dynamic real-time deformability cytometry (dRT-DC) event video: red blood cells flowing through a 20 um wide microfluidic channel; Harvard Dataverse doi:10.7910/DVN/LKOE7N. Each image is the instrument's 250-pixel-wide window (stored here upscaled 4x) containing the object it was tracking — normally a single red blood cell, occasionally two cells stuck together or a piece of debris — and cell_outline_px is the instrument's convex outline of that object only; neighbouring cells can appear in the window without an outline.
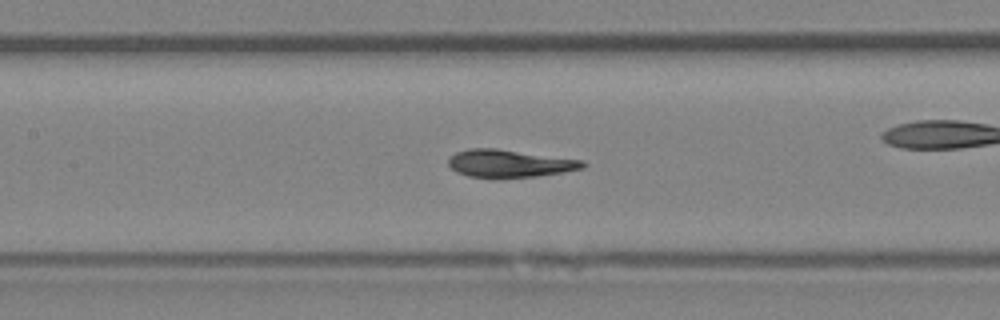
{"species": "Egyptian fruit bat (a non-hibernating species)", "species_latin": "Rousettus aegyptiacus", "temperature_condition": "room temperature", "stored_images_in_passage": 49, "camera_frame_rate_fps": 3000, "um_per_image_px": 0.085, "animal": {"sex": "female"}, "frame": {"image": 1, "passage_image": 22, "time_ms": 7.0, "image_size_px": [1000, 320], "cell_outline_px": [[588, 164], [584, 168], [564, 172], [536, 176], [496, 180], [468, 176], [456, 172], [448, 164], [448, 160], [456, 152], [468, 148], [496, 148], [584, 160]], "centroid_in_image_um": [43.31, 13.92], "position_along_channel_um": 164.1, "area_um2": 22.25}}
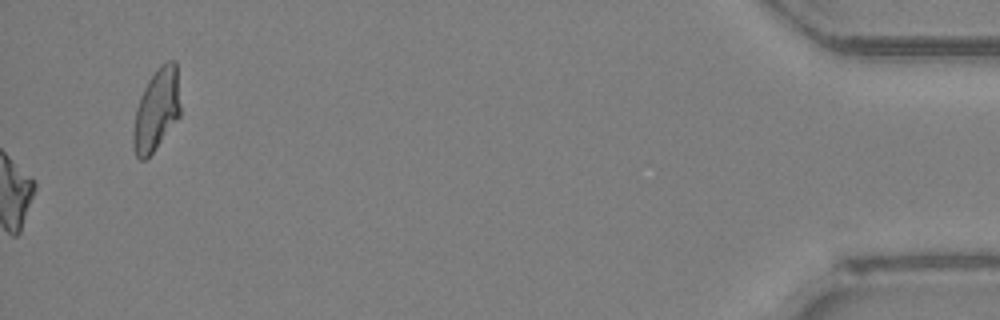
{"frame": {"image": 2, "passage_image": 49, "time_ms": 16.0, "image_size_px": [1000, 320], "cell_outline_px": [[180, 116], [156, 148], [144, 160], [140, 160], [136, 156], [132, 148], [132, 132], [136, 108], [140, 96], [148, 80], [156, 68], [160, 64], [168, 60], [176, 60], [180, 104]], "centroid_in_image_um": [13.29, 9.32], "position_along_channel_um": 421.9, "area_um2": 22.72}, "authors_computed_cell_mechanics": {"area_um2": 21.964, "velocity_mm_per_s": 4.2134, "shape_relaxation_time_tau1_ms": 5.4616, "shape_relaxation_time_tau2_ms": 2.1423, "deformation_change_tau1": 0.1686, "deformation_change_tau2": 0.057}}